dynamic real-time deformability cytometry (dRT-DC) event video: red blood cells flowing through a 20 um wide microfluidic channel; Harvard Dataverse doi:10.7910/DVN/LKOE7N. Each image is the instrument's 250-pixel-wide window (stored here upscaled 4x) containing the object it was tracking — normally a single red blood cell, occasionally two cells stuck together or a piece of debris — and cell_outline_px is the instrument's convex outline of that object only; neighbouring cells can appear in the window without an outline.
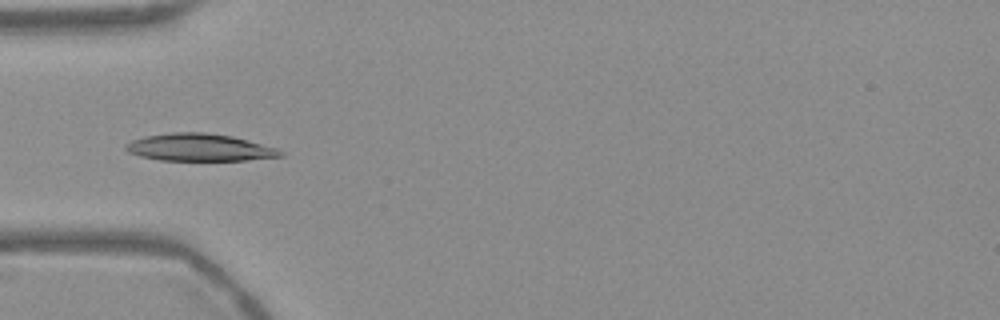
{"species": "Egyptian fruit bat (a non-hibernating species)", "species_latin": "Rousettus aegyptiacus", "temperature_condition": "warm", "stored_images_in_passage": 7, "camera_frame_rate_fps": 3000, "um_per_image_px": 0.085, "frame": {"image": 1, "passage_image": 2, "time_ms": 0.333, "image_size_px": [1000, 320], "cell_outline_px": [[284, 156], [244, 160], [160, 160], [140, 156], [128, 152], [124, 148], [124, 144], [132, 140], [144, 136], [172, 132], [204, 132], [232, 136], [248, 140], [276, 148], [284, 152]], "centroid_in_image_um": [16.92, 12.53], "position_along_channel_um": 68.1, "area_um2": 24.62}}